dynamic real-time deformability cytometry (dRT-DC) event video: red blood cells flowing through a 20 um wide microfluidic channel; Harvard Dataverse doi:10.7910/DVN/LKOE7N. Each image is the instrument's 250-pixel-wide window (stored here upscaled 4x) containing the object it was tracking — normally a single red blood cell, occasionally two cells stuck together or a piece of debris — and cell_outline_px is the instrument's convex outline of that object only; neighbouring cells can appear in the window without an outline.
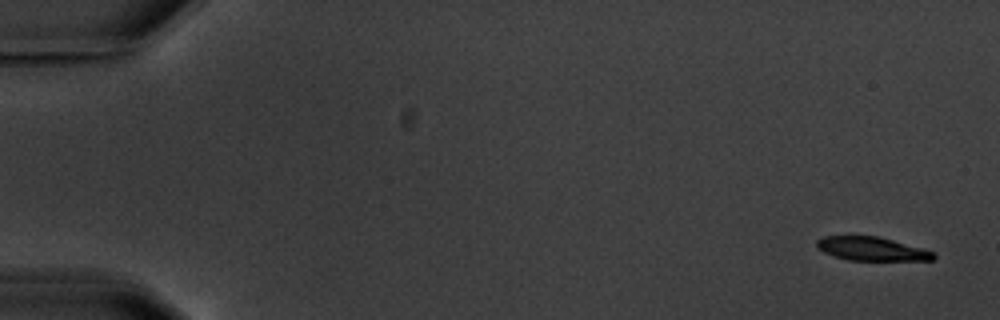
{"species": "common noctule bat (a hibernating species)", "species_latin": "Nyctalus noctula", "temperature_condition": "warm", "stored_images_in_passage": 16, "camera_frame_rate_fps": 3000, "um_per_image_px": 0.085, "animal": {"sex": "male", "body_mass_g": 20.1, "forearm_length_mm": 53.5}, "frame": {"image": 1, "passage_image": 1, "time_ms": 0.0, "image_size_px": [1000, 320], "cell_outline_px": [[936, 256], [932, 260], [848, 260], [832, 256], [824, 252], [816, 244], [816, 240], [824, 236], [848, 232], [880, 236], [924, 248], [936, 252]], "centroid_in_image_um": [74.05, 21.09], "position_along_channel_um": 10.9, "area_um2": 17.05}}